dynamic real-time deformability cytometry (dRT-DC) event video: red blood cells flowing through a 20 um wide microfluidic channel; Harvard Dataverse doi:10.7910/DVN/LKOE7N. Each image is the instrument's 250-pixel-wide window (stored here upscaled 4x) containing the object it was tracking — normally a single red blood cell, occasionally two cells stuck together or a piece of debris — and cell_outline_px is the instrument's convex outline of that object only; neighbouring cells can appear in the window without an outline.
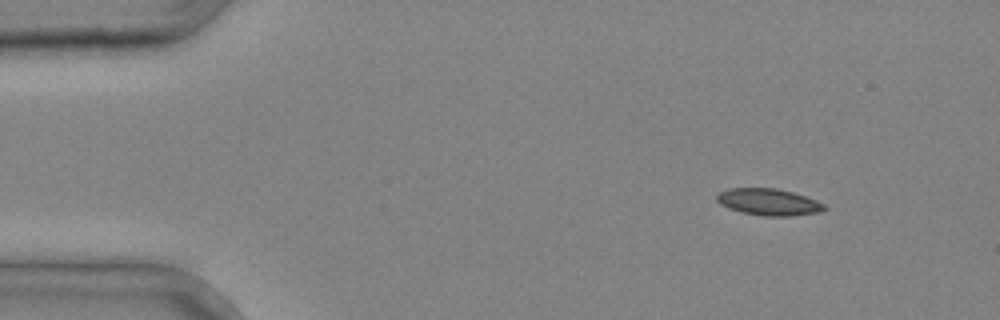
{"species": "common noctule bat (a hibernating species)", "species_latin": "Nyctalus noctula", "temperature_condition": "cold", "stored_images_in_passage": 4, "segment_of_instrument_passage": [1, 2], "camera_frame_rate_fps": 3000, "um_per_image_px": 0.085, "animal": {"sex": "male", "body_mass_g": 20.4}, "frame": {"image": 1, "passage_image": 1, "time_ms": 0.0, "image_size_px": [1000, 320], "cell_outline_px": [[828, 208], [820, 212], [792, 216], [764, 216], [740, 212], [728, 208], [720, 204], [716, 200], [716, 192], [728, 188], [776, 188], [792, 192], [816, 200], [824, 204]], "centroid_in_image_um": [65.3, 17.17], "position_along_channel_um": 19.7, "area_um2": 16.94}}